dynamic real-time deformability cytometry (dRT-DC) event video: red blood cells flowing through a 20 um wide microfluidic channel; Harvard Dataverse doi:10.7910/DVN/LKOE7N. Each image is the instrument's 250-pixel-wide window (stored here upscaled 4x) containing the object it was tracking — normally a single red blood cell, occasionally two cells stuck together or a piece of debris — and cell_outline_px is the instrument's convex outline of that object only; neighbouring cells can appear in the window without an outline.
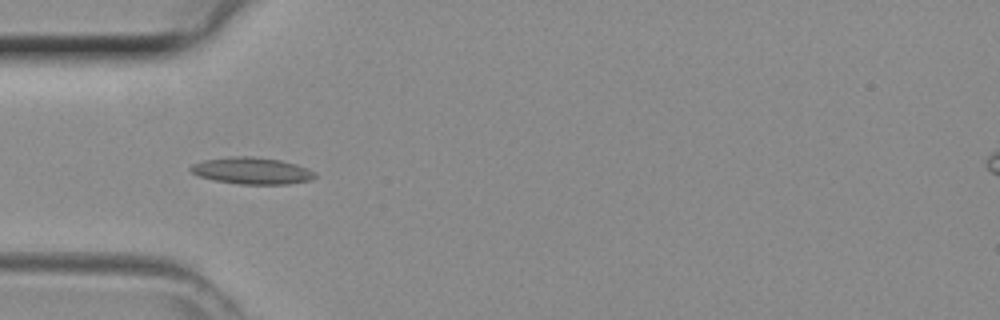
{"species": "common noctule bat (a hibernating species)", "species_latin": "Nyctalus noctula", "temperature_condition": "room temperature", "stored_images_in_passage": 30, "camera_frame_rate_fps": 3000, "um_per_image_px": 0.085, "animal": {"sex": "female", "body_mass_g": 29.2, "forearm_length_mm": 56.3}, "frame": {"image": 1, "passage_image": 2, "time_ms": 0.333, "image_size_px": [1000, 320], "cell_outline_px": [[316, 176], [312, 180], [288, 184], [240, 184], [212, 180], [200, 176], [192, 172], [188, 168], [192, 164], [204, 160], [228, 156], [256, 156], [280, 160], [296, 164], [308, 168], [316, 172]], "centroid_in_image_um": [21.42, 14.51], "position_along_channel_um": 63.6, "area_um2": 19.59}}
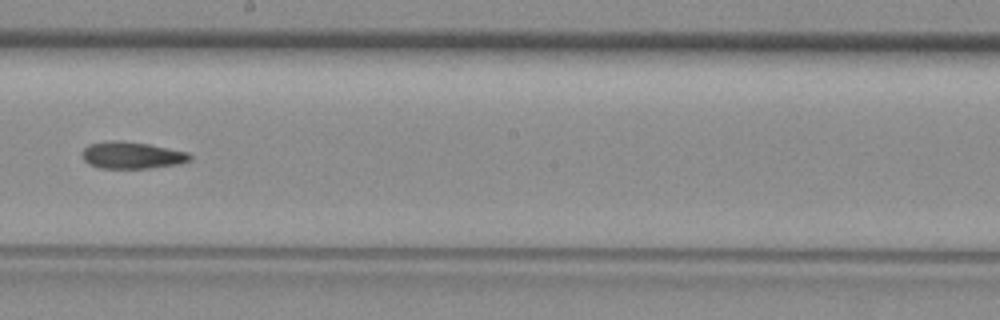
{"frame": {"image": 2, "passage_image": 13, "time_ms": 4.0, "image_size_px": [1000, 320], "cell_outline_px": [[192, 160], [180, 164], [148, 168], [100, 168], [88, 164], [84, 160], [80, 152], [88, 144], [112, 140], [120, 140], [148, 144], [188, 152], [192, 156]], "centroid_in_image_um": [11.2, 13.19], "position_along_channel_um": 237.0, "area_um2": 17.05}}
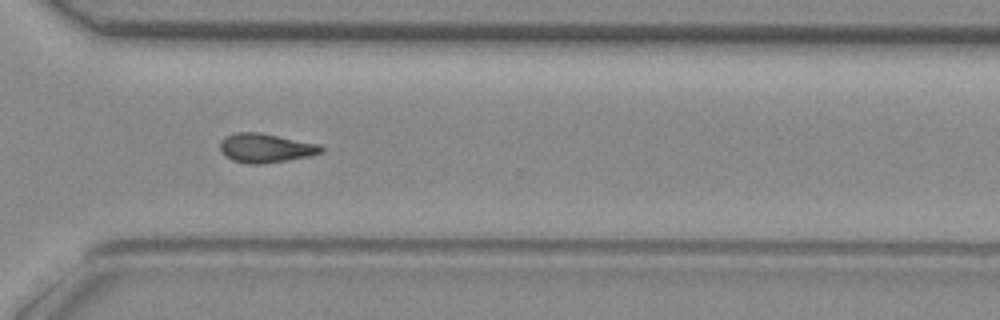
{"frame": {"image": 3, "passage_image": 20, "time_ms": 6.333, "image_size_px": [1000, 320], "cell_outline_px": [[324, 152], [308, 156], [288, 160], [264, 164], [248, 164], [232, 160], [224, 156], [220, 148], [220, 140], [224, 136], [236, 132], [260, 132], [320, 144], [324, 148]], "centroid_in_image_um": [22.56, 12.58], "position_along_channel_um": 348.0, "area_um2": 17.4}}